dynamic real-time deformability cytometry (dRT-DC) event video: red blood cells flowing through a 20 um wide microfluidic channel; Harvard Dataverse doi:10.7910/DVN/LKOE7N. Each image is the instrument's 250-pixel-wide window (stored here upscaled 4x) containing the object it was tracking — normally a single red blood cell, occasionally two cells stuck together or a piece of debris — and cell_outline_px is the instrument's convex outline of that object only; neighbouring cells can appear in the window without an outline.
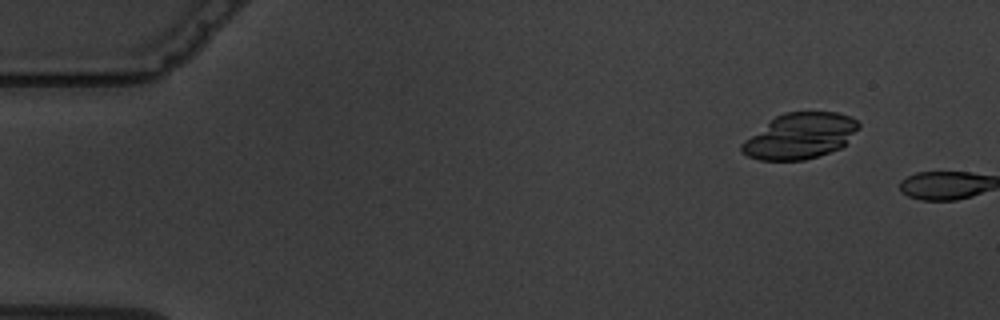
{"species": "common noctule bat (a hibernating species)", "species_latin": "Nyctalus noctula", "temperature_condition": "warm", "stored_images_in_passage": 2, "camera_frame_rate_fps": 3000, "um_per_image_px": 0.085, "animal": {"sex": "male", "body_mass_g": 19.5, "forearm_length_mm": 54.6}, "frame": {"image": 1, "passage_image": 1, "time_ms": 0.0, "image_size_px": [1000, 320], "cell_outline_px": [[860, 128], [840, 148], [804, 160], [760, 160], [748, 156], [740, 152], [740, 144], [744, 140], [776, 116], [784, 112], [836, 112], [852, 116], [860, 124]], "centroid_in_image_um": [68.0, 11.55], "position_along_channel_um": 17.0, "area_um2": 30.98}}